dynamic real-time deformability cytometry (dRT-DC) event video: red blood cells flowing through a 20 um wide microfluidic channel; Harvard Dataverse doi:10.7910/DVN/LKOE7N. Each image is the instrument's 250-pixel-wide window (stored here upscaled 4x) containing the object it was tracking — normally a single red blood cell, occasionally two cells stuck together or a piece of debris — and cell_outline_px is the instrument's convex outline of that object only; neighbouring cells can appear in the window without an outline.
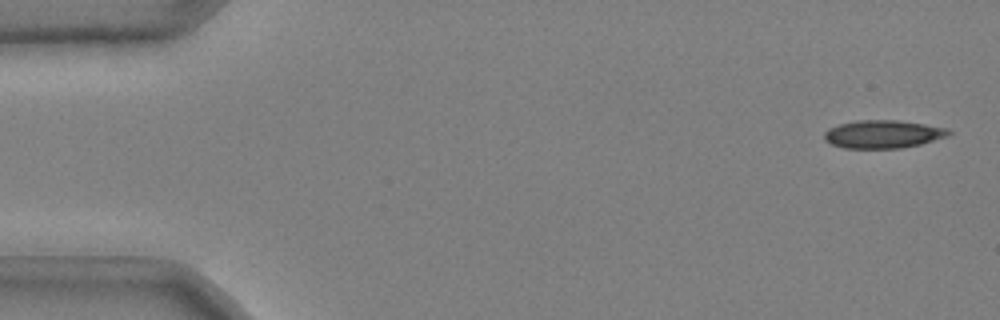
{"species": "common noctule bat (a hibernating species)", "species_latin": "Nyctalus noctula", "temperature_condition": "cold", "stored_images_in_passage": 49, "camera_frame_rate_fps": 3000, "um_per_image_px": 0.085, "animal": {"sex": "male", "body_mass_g": 20.4}, "frame": {"image": 1, "passage_image": 2, "time_ms": 0.333, "image_size_px": [1000, 320], "cell_outline_px": [[952, 132], [948, 136], [920, 144], [900, 148], [844, 148], [832, 144], [824, 140], [824, 132], [828, 128], [840, 124], [856, 120], [900, 120], [948, 128]], "centroid_in_image_um": [75.05, 11.4], "position_along_channel_um": 10.0, "area_um2": 20.35}}
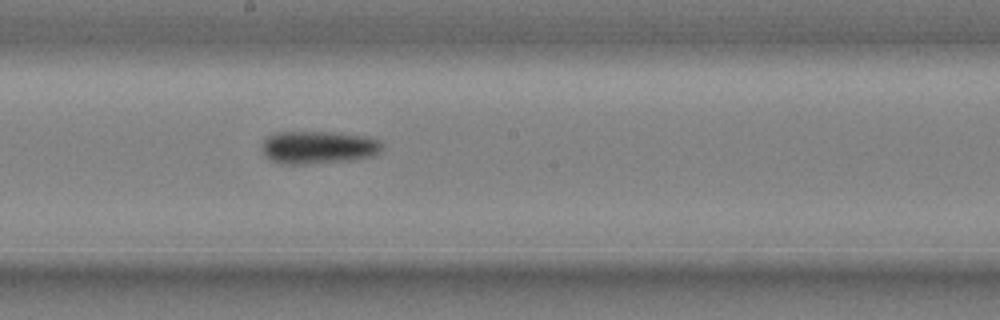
{"frame": {"image": 2, "passage_image": 29, "time_ms": 9.333, "image_size_px": [1000, 320], "cell_outline_px": [[380, 152], [376, 156], [352, 160], [304, 164], [284, 164], [268, 160], [264, 156], [264, 140], [268, 136], [276, 132], [336, 132], [368, 136], [376, 140], [380, 144]], "centroid_in_image_um": [27.06, 12.53], "position_along_channel_um": 221.1, "area_um2": 23.0}}
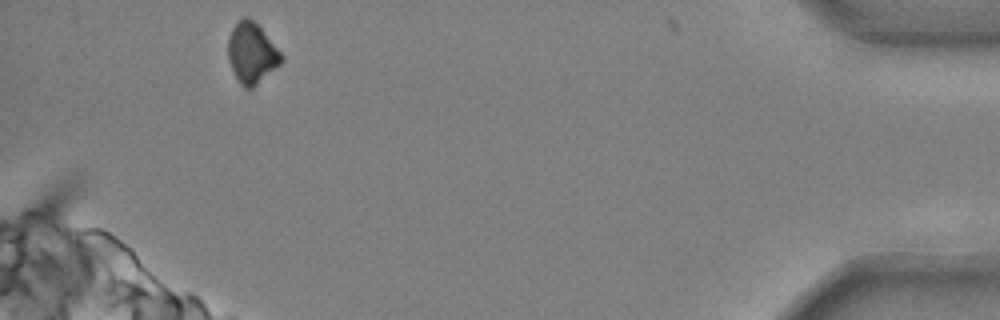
{"frame": {"image": 3, "passage_image": 49, "time_ms": 16.0, "image_size_px": [1000, 320], "cell_outline_px": [[284, 60], [280, 64], [252, 88], [244, 88], [240, 84], [228, 60], [228, 36], [232, 28], [244, 16], [248, 16], [260, 28], [284, 56]], "centroid_in_image_um": [21.39, 4.51], "position_along_channel_um": 413.8, "area_um2": 18.5}, "authors_computed_cell_mechanics": {"area_um2": 21.8484, "velocity_mm_per_s": 3.7073, "shape_relaxation_time_tau1_ms": 4.9036, "shape_relaxation_time_tau2_ms": null, "deformation_change_tau1": 0.1084, "deformation_change_tau2": null}}